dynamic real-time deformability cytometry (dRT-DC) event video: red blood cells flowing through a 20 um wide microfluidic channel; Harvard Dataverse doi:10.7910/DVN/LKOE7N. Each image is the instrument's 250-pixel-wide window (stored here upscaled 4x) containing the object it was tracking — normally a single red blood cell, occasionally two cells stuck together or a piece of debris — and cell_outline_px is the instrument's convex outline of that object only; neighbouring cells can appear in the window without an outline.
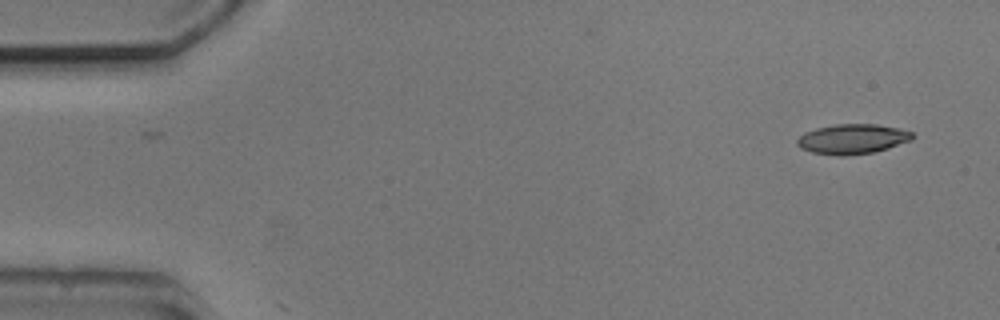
{"species": "common noctule bat (a hibernating species)", "species_latin": "Nyctalus noctula", "temperature_condition": "cold", "stored_images_in_passage": 3, "camera_frame_rate_fps": 3000, "um_per_image_px": 0.085, "animal": {"sex": "male", "body_mass_g": 20.5, "forearm_length_mm": 52.5}, "frame": {"image": 1, "passage_image": 3, "time_ms": 2.333, "image_size_px": [1000, 320], "cell_outline_px": [[916, 136], [912, 140], [888, 148], [872, 152], [844, 156], [836, 156], [812, 152], [800, 148], [796, 144], [796, 140], [804, 132], [816, 128], [836, 124], [876, 124], [896, 128], [912, 132]], "centroid_in_image_um": [72.44, 11.82], "position_along_channel_um": 12.6, "area_um2": 20.11}}